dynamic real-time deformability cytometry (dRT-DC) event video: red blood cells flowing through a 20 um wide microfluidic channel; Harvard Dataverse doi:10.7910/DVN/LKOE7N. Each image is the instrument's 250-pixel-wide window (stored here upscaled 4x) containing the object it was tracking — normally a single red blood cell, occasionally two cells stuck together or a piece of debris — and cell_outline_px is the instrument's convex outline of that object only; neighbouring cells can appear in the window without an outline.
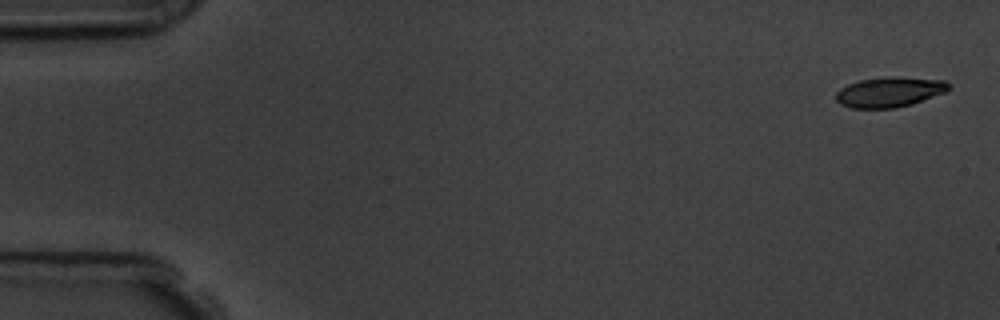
{"species": "common noctule bat (a hibernating species)", "species_latin": "Nyctalus noctula", "temperature_condition": "room temperature", "stored_images_in_passage": 5, "camera_frame_rate_fps": 3000, "um_per_image_px": 0.085, "animal": {"sex": "male", "body_mass_g": 19.5, "forearm_length_mm": 54.6}, "frame": {"image": 1, "passage_image": 1, "time_ms": 0.0, "image_size_px": [1000, 320], "cell_outline_px": [[952, 88], [944, 92], [912, 104], [896, 108], [852, 108], [840, 104], [836, 100], [836, 92], [840, 88], [848, 84], [860, 80], [892, 76], [896, 76], [944, 80]], "centroid_in_image_um": [75.59, 7.82], "position_along_channel_um": 9.4, "area_um2": 19.77}}
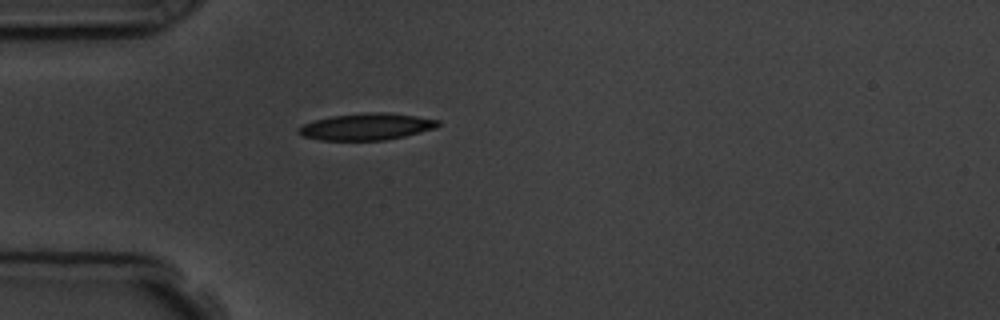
{"frame": {"image": 2, "passage_image": 5, "time_ms": 4.667, "image_size_px": [1000, 320], "cell_outline_px": [[440, 124], [436, 128], [404, 136], [384, 140], [320, 140], [304, 136], [296, 132], [296, 128], [312, 120], [332, 116], [368, 112], [384, 112], [416, 116], [440, 120]], "centroid_in_image_um": [31.13, 10.76], "position_along_channel_um": 53.9, "area_um2": 21.73}}